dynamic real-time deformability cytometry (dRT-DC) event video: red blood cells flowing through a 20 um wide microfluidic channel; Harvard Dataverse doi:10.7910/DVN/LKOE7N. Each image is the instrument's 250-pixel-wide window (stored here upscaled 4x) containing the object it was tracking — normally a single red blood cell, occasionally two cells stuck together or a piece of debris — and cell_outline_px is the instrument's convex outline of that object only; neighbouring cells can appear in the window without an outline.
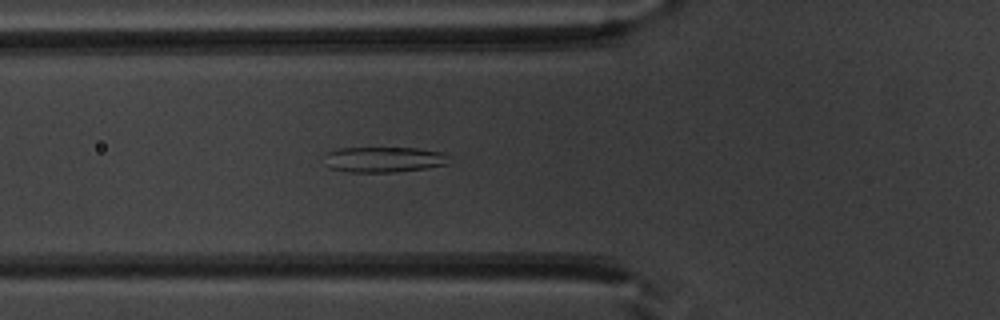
{"species": "common noctule bat (a hibernating species)", "species_latin": "Nyctalus noctula", "temperature_condition": "warm", "stored_images_in_passage": 31, "segment_of_instrument_passage": [1, 2], "camera_frame_rate_fps": 3000, "um_per_image_px": 0.085, "animal": {"sex": "male", "body_mass_g": 20.1, "forearm_length_mm": 53.5}, "frame": {"image": 1, "passage_image": 3, "time_ms": 0.667, "image_size_px": [1000, 320], "cell_outline_px": [[452, 156], [448, 164], [428, 168], [396, 172], [348, 172], [332, 168], [328, 152], [340, 148], [416, 148], [444, 152]], "centroid_in_image_um": [32.82, 13.56], "position_along_channel_um": 93.0, "area_um2": 18.32}}
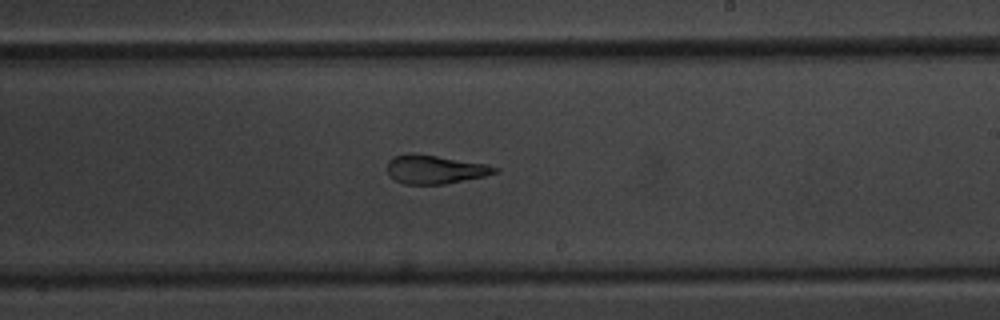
{"frame": {"image": 2, "passage_image": 15, "time_ms": 4.667, "image_size_px": [1000, 320], "cell_outline_px": [[500, 172], [484, 176], [444, 184], [404, 184], [388, 176], [388, 160], [392, 156], [408, 152], [412, 152], [484, 164], [500, 168]], "centroid_in_image_um": [36.93, 14.39], "position_along_channel_um": 252.1, "area_um2": 17.98}}
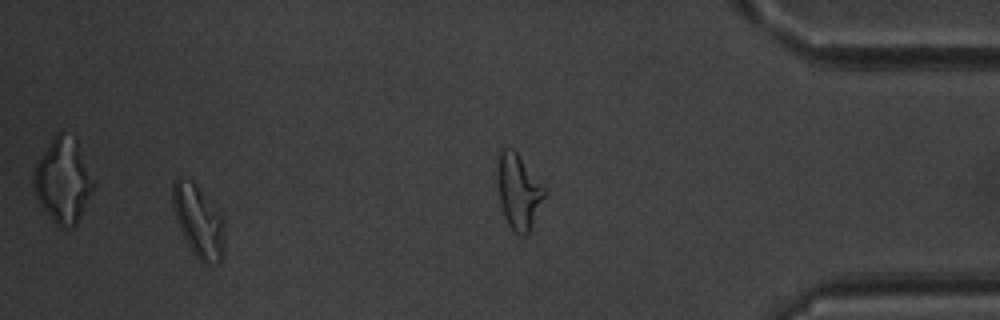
{"frame": {"image": 3, "passage_image": 27, "time_ms": 8.667, "image_size_px": [1000, 320], "cell_outline_px": [[224, 256], [216, 264], [204, 264], [192, 252], [176, 220], [172, 208], [172, 180], [176, 176], [180, 176], [192, 180], [212, 200], [224, 216]], "centroid_in_image_um": [16.88, 18.73], "position_along_channel_um": 418.3, "area_um2": 22.6}}